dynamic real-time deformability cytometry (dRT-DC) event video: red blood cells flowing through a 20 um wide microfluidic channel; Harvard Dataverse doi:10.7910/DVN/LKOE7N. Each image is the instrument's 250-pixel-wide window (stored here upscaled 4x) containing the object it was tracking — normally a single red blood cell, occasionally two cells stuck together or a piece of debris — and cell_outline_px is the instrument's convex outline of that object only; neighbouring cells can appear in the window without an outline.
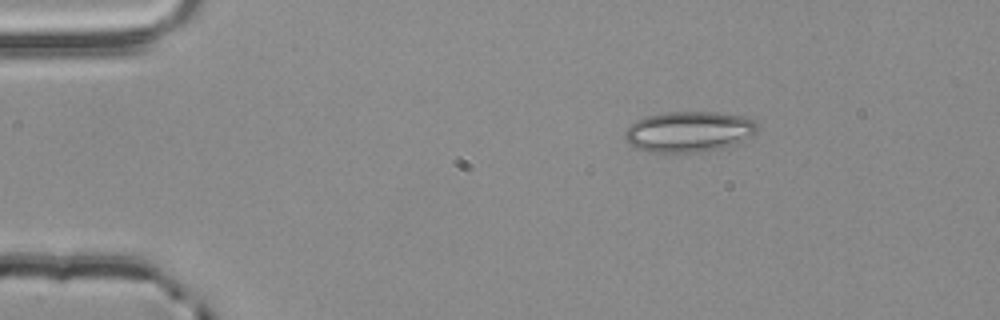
{"species": "common noctule bat (a hibernating species)", "species_latin": "Nyctalus noctula", "temperature_condition": "room temperature", "stored_images_in_passage": 4, "camera_frame_rate_fps": 3000, "um_per_image_px": 0.085, "animal": {"sex": "male", "body_mass_g": 20.4}, "frame": {"image": 1, "passage_image": 4, "time_ms": 1.0, "image_size_px": [1000, 320], "cell_outline_px": [[756, 132], [736, 144], [720, 148], [664, 156], [636, 148], [624, 140], [624, 132], [636, 120], [648, 116], [668, 112], [716, 112], [744, 116], [756, 120]], "centroid_in_image_um": [58.51, 11.22], "position_along_channel_um": 26.5, "area_um2": 31.79}}